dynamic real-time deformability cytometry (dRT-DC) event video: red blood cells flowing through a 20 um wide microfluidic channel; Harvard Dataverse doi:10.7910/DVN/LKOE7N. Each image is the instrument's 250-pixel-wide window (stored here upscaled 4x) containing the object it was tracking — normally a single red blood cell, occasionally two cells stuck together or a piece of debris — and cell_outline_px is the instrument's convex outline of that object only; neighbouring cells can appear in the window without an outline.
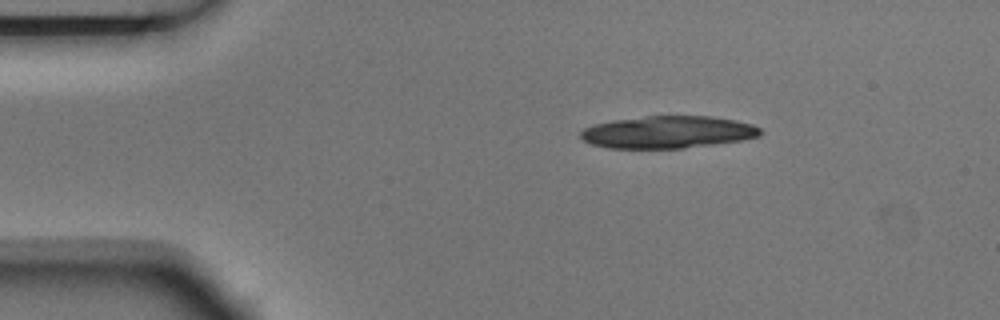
{"species": "Egyptian fruit bat (a non-hibernating species)", "species_latin": "Rousettus aegyptiacus", "temperature_condition": "room temperature", "stored_images_in_passage": 5, "camera_frame_rate_fps": 3000, "um_per_image_px": 0.085, "animal": {"sex": "male"}, "frame": {"image": 1, "passage_image": 1, "time_ms": 0.0, "image_size_px": [1000, 320], "cell_outline_px": [[764, 132], [760, 136], [744, 140], [716, 144], [684, 148], [608, 148], [592, 144], [584, 140], [580, 136], [580, 132], [584, 128], [596, 124], [612, 120], [644, 116], [712, 116], [736, 120], [752, 124], [760, 128]], "centroid_in_image_um": [56.82, 11.23], "position_along_channel_um": 28.2, "area_um2": 33.99}}